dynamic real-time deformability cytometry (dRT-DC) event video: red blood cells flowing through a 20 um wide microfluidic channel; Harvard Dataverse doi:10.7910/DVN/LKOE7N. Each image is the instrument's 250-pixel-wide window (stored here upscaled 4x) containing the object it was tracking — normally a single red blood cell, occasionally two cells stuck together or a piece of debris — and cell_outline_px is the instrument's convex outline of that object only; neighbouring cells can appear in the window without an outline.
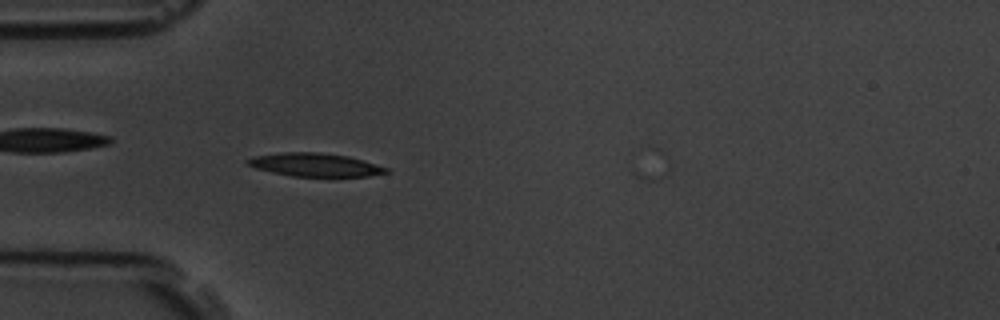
{"species": "common noctule bat (a hibernating species)", "species_latin": "Nyctalus noctula", "temperature_condition": "room temperature", "stored_images_in_passage": 45, "camera_frame_rate_fps": 3000, "um_per_image_px": 0.085, "animal": {"sex": "male", "body_mass_g": 19.5, "forearm_length_mm": 54.6}, "frame": {"image": 1, "passage_image": 5, "time_ms": 1.333, "image_size_px": [1000, 320], "cell_outline_px": [[388, 172], [368, 176], [292, 176], [256, 168], [248, 164], [244, 160], [256, 156], [280, 152], [320, 152], [348, 156], [364, 160], [388, 168]], "centroid_in_image_um": [26.79, 13.99], "position_along_channel_um": 58.2, "area_um2": 18.61}}
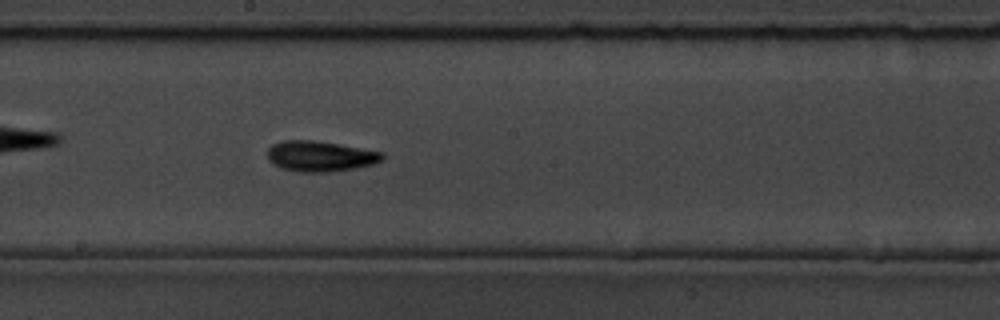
{"frame": {"image": 2, "passage_image": 19, "time_ms": 6.0, "image_size_px": [1000, 320], "cell_outline_px": [[384, 156], [380, 160], [372, 164], [356, 168], [328, 172], [300, 172], [280, 168], [272, 164], [268, 160], [268, 148], [272, 144], [284, 140], [312, 140], [384, 152]], "centroid_in_image_um": [27.17, 13.28], "position_along_channel_um": 221.0, "area_um2": 20.35}}
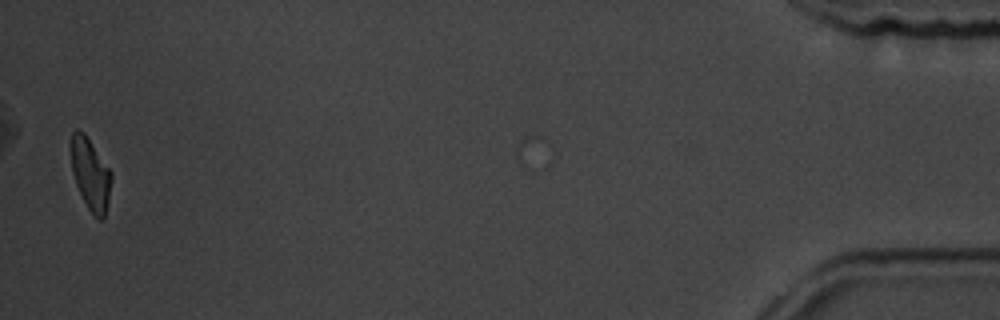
{"frame": {"image": 3, "passage_image": 44, "time_ms": 14.333, "image_size_px": [1000, 320], "cell_outline_px": [[112, 180], [104, 220], [100, 220], [88, 208], [76, 184], [72, 172], [72, 132], [76, 128], [84, 132], [112, 172]], "centroid_in_image_um": [7.71, 14.79], "position_along_channel_um": 427.5, "area_um2": 16.59}, "authors_computed_cell_mechanics": {"area_um2": 18.6116, "velocity_mm_per_s": 3.5906, "shape_relaxation_time_tau1_ms": 4.058, "shape_relaxation_time_tau2_ms": 4.343, "deformation_change_tau1": 0.1473, "deformation_change_tau2": 0.1179}}